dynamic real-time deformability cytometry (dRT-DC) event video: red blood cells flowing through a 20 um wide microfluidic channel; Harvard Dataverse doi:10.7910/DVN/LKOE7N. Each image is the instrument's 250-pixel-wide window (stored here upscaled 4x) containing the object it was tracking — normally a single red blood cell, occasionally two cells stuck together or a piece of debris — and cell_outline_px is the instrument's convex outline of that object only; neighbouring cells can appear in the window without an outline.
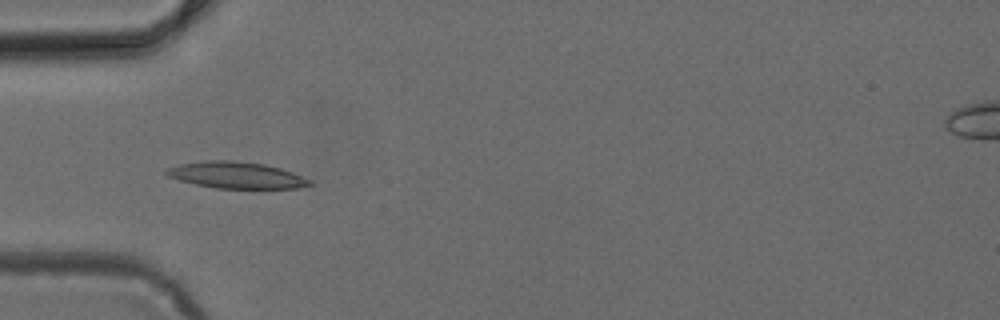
{"species": "common noctule bat (a hibernating species)", "species_latin": "Nyctalus noctula", "temperature_condition": "cold", "stored_images_in_passage": 31, "camera_frame_rate_fps": 3000, "um_per_image_px": 0.085, "animal": {"sex": "female", "body_mass_g": 24.6, "forearm_length_mm": 56.2}, "frame": {"image": 1, "passage_image": 16, "time_ms": 5.0, "image_size_px": [1000, 320], "cell_outline_px": [[312, 184], [296, 188], [216, 188], [196, 184], [180, 180], [168, 176], [164, 172], [168, 168], [180, 164], [204, 160], [232, 160], [264, 164], [280, 168], [292, 172], [312, 180]], "centroid_in_image_um": [20.09, 14.88], "position_along_channel_um": 64.9, "area_um2": 21.96}}
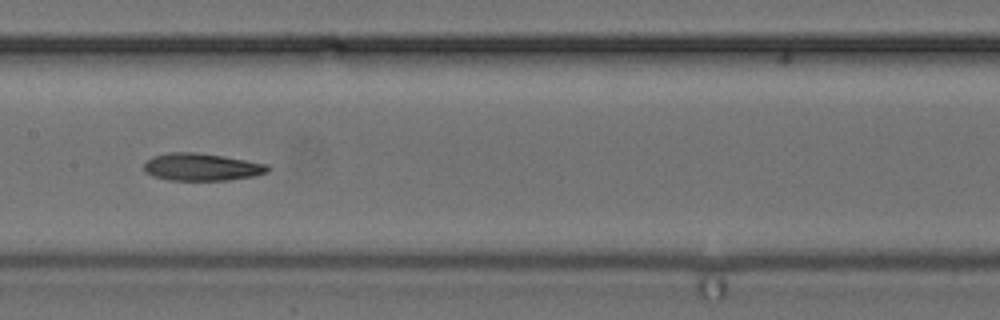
{"frame": {"image": 2, "passage_image": 25, "time_ms": 8.0, "image_size_px": [1000, 320], "cell_outline_px": [[272, 168], [268, 172], [256, 176], [228, 180], [168, 180], [152, 176], [144, 172], [144, 164], [152, 156], [168, 152], [196, 152], [224, 156], [268, 164]], "centroid_in_image_um": [17.16, 14.19], "position_along_channel_um": 190.2, "area_um2": 20.06}}
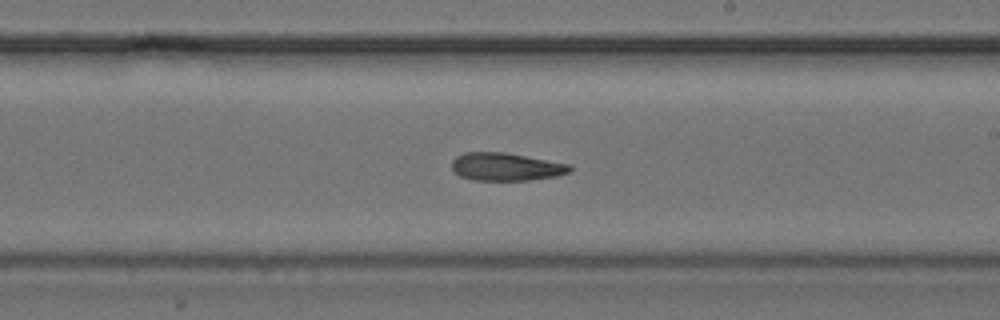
{"frame": {"image": 3, "passage_image": 29, "time_ms": 9.333, "image_size_px": [1000, 320], "cell_outline_px": [[572, 168], [568, 172], [556, 176], [528, 180], [472, 180], [460, 176], [452, 172], [452, 160], [456, 156], [464, 152], [504, 152], [572, 164]], "centroid_in_image_um": [42.98, 14.17], "position_along_channel_um": 246.0, "area_um2": 19.31}}